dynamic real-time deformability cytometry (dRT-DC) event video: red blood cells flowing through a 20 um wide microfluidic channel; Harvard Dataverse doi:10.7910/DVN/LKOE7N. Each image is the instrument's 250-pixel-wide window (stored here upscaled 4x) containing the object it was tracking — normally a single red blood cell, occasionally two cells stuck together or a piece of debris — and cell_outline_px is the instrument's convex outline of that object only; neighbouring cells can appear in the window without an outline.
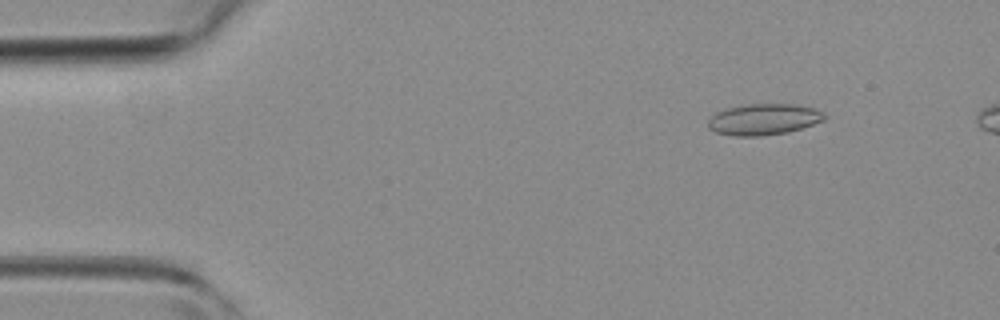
{"species": "common noctule bat (a hibernating species)", "species_latin": "Nyctalus noctula", "temperature_condition": "room temperature", "stored_images_in_passage": 43, "camera_frame_rate_fps": 3000, "um_per_image_px": 0.085, "animal": {"sex": "female", "body_mass_g": 19.3, "forearm_length_mm": 54.1}, "frame": {"image": 1, "passage_image": 6, "time_ms": 1.667, "image_size_px": [1000, 320], "cell_outline_px": [[828, 116], [824, 120], [788, 132], [760, 136], [732, 136], [716, 132], [708, 128], [708, 120], [716, 112], [724, 108], [748, 104], [796, 104], [816, 108], [824, 112]], "centroid_in_image_um": [64.92, 10.14], "position_along_channel_um": 20.1, "area_um2": 21.33}}
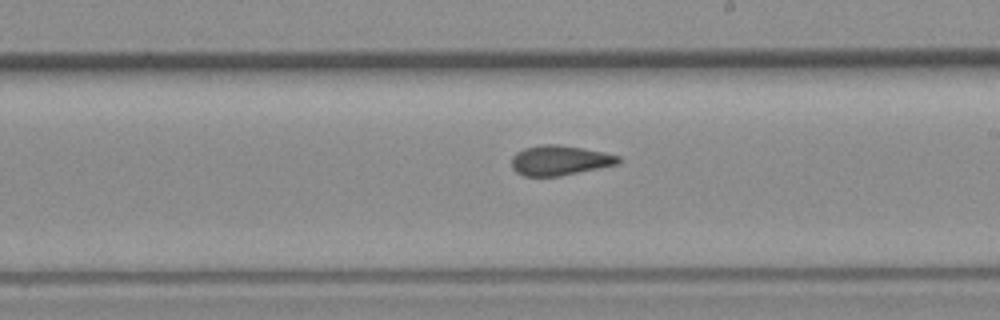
{"frame": {"image": 2, "passage_image": 26, "time_ms": 8.333, "image_size_px": [1000, 320], "cell_outline_px": [[620, 164], [560, 176], [524, 176], [516, 172], [512, 168], [512, 156], [516, 152], [524, 148], [544, 144], [556, 144], [604, 152], [620, 156]], "centroid_in_image_um": [47.58, 13.64], "position_along_channel_um": 241.4, "area_um2": 18.61}}
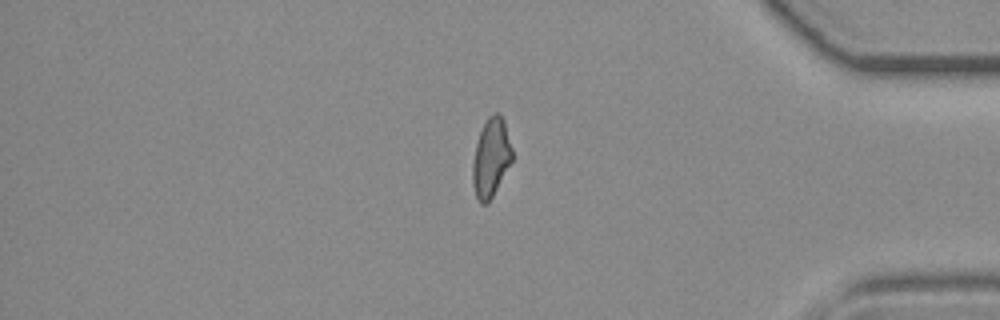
{"frame": {"image": 3, "passage_image": 38, "time_ms": 12.333, "image_size_px": [1000, 320], "cell_outline_px": [[512, 160], [488, 204], [480, 204], [476, 196], [472, 184], [472, 164], [476, 144], [480, 132], [488, 116], [496, 112], [500, 112], [504, 120], [512, 148]], "centroid_in_image_um": [41.72, 13.4], "position_along_channel_um": 393.5, "area_um2": 18.09}}